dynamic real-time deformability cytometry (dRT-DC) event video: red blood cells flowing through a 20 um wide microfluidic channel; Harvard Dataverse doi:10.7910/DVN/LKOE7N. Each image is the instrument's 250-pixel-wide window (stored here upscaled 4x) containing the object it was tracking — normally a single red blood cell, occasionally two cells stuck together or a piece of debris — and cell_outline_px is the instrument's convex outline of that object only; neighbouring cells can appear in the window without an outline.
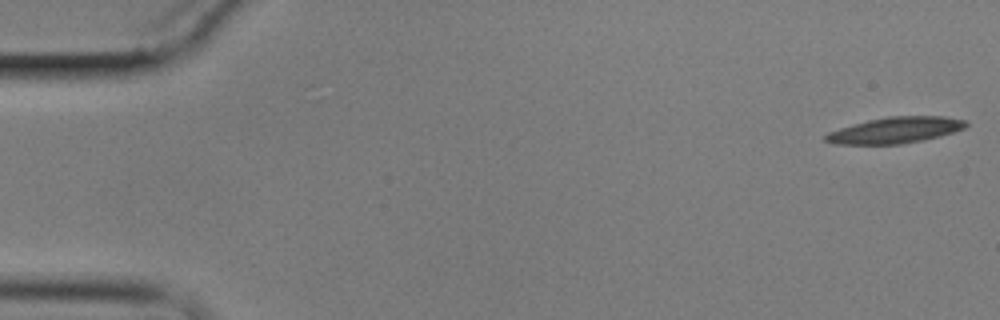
{"species": "common noctule bat (a hibernating species)", "species_latin": "Nyctalus noctula", "temperature_condition": "cold", "stored_images_in_passage": 62, "camera_frame_rate_fps": 3000, "um_per_image_px": 0.085, "animal": {"sex": "male", "body_mass_g": 17.9}, "frame": {"image": 1, "passage_image": 1, "time_ms": 0.0, "image_size_px": [1000, 320], "cell_outline_px": [[968, 124], [964, 128], [940, 136], [900, 144], [832, 144], [824, 140], [824, 136], [828, 132], [852, 124], [868, 120], [888, 116], [944, 116], [964, 120]], "centroid_in_image_um": [76.06, 11.06], "position_along_channel_um": 8.9, "area_um2": 21.21}}
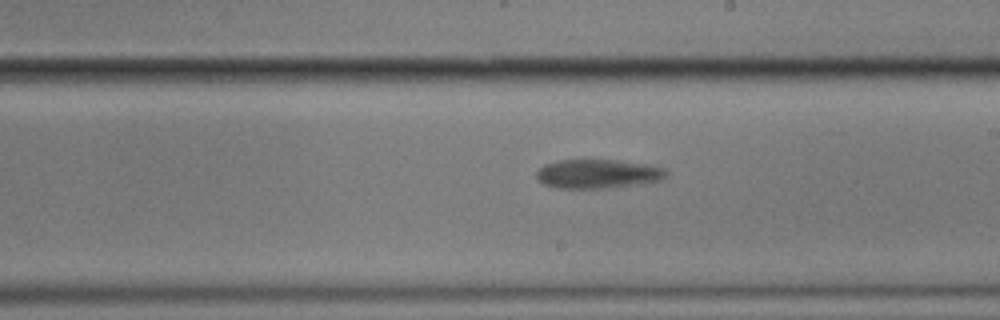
{"frame": {"image": 2, "passage_image": 36, "time_ms": 11.667, "image_size_px": [1000, 320], "cell_outline_px": [[668, 176], [660, 180], [644, 184], [604, 188], [556, 188], [544, 184], [536, 180], [536, 172], [544, 164], [560, 160], [616, 160], [644, 164], [664, 168], [668, 172]], "centroid_in_image_um": [50.81, 14.78], "position_along_channel_um": 238.2, "area_um2": 22.08}}
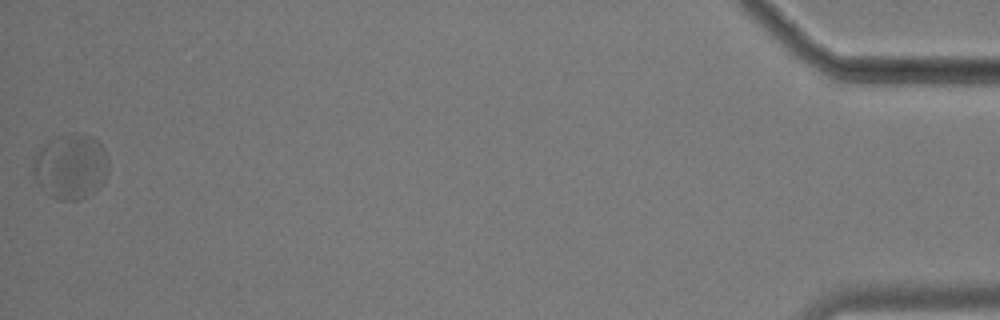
{"frame": {"image": 3, "passage_image": 62, "time_ms": 20.333, "image_size_px": [1000, 320], "cell_outline_px": [[108, 172], [100, 188], [88, 196], [80, 200], [56, 200], [48, 196], [40, 188], [36, 180], [32, 168], [32, 156], [44, 144], [56, 136], [72, 132], [76, 132], [92, 136], [104, 148], [108, 156]], "centroid_in_image_um": [5.99, 14.16], "position_along_channel_um": 429.2, "area_um2": 29.42}, "authors_computed_cell_mechanics": {"area_um2": 22.5998, "velocity_mm_per_s": 3.2749, "shape_relaxation_time_tau1_ms": null, "shape_relaxation_time_tau2_ms": 2.6334, "deformation_change_tau1": null, "deformation_change_tau2": 0.0544}}